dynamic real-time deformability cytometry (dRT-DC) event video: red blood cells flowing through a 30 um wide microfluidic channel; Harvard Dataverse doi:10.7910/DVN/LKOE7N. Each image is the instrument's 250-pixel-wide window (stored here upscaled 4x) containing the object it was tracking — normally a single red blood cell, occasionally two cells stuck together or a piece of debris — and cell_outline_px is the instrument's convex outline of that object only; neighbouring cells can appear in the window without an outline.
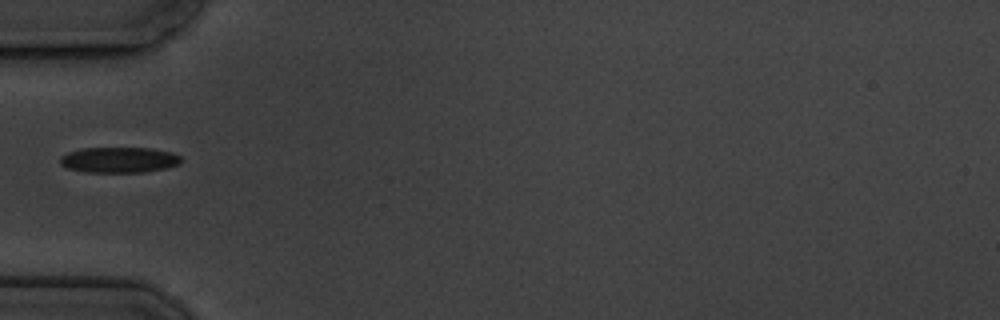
{"species": "common noctule bat (a hibernating species)", "species_latin": "Nyctalus noctula", "temperature_condition": "cold", "stored_images_in_passage": 1, "camera_frame_rate_fps": 3000, "um_per_image_px": 0.085, "animal": {"sex": "male", "body_mass_g": 19.5, "forearm_length_mm": 54.6}, "frame": {"image": 1, "passage_image": 1, "time_ms": 0.0, "image_size_px": [1000, 320], "cell_outline_px": [[180, 164], [168, 168], [144, 172], [84, 172], [68, 168], [60, 164], [60, 156], [68, 152], [84, 148], [152, 148], [172, 152], [180, 156]], "centroid_in_image_um": [10.13, 13.59], "position_along_channel_um": 74.9, "area_um2": 18.15}}